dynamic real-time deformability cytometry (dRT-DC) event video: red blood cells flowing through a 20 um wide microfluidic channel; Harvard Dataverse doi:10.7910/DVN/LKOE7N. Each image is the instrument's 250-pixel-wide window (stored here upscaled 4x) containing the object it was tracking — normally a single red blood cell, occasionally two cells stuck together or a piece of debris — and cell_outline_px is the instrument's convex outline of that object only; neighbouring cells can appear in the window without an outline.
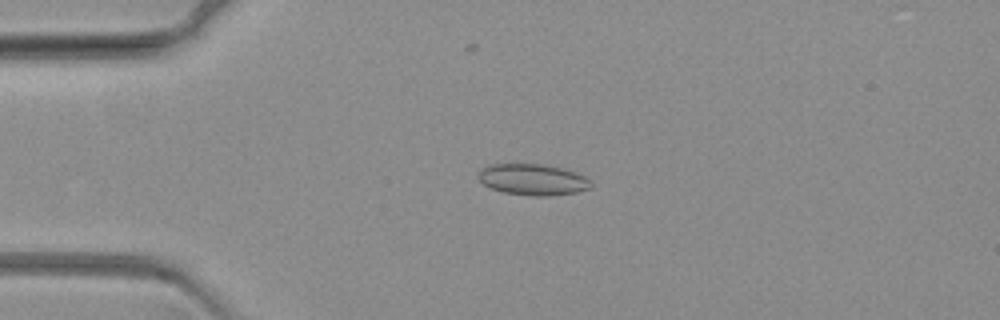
{"species": "common noctule bat (a hibernating species)", "species_latin": "Nyctalus noctula", "temperature_condition": "warm", "stored_images_in_passage": 69, "camera_frame_rate_fps": 3000, "um_per_image_px": 0.085, "animal": {"sex": "female", "body_mass_g": 19.3, "forearm_length_mm": 54.1}, "frame": {"image": 1, "passage_image": 16, "time_ms": 5.0, "image_size_px": [1000, 320], "cell_outline_px": [[592, 188], [576, 192], [548, 196], [532, 196], [504, 192], [492, 188], [484, 184], [480, 180], [480, 168], [488, 164], [516, 160], [548, 164], [564, 168], [576, 172], [584, 176], [592, 184]], "centroid_in_image_um": [45.26, 15.19], "position_along_channel_um": 39.7, "area_um2": 21.39}}
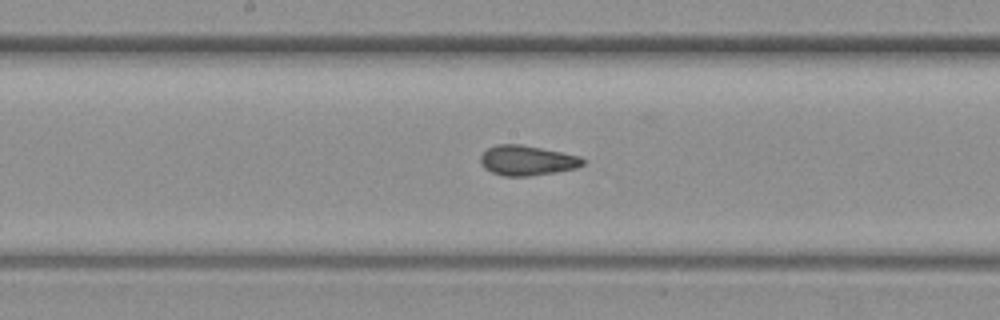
{"frame": {"image": 2, "passage_image": 35, "time_ms": 11.333, "image_size_px": [1000, 320], "cell_outline_px": [[584, 164], [576, 168], [556, 172], [528, 176], [504, 176], [492, 172], [484, 168], [480, 164], [480, 156], [488, 148], [496, 144], [520, 144], [580, 156], [584, 160]], "centroid_in_image_um": [44.77, 13.64], "position_along_channel_um": 203.4, "area_um2": 17.8}}
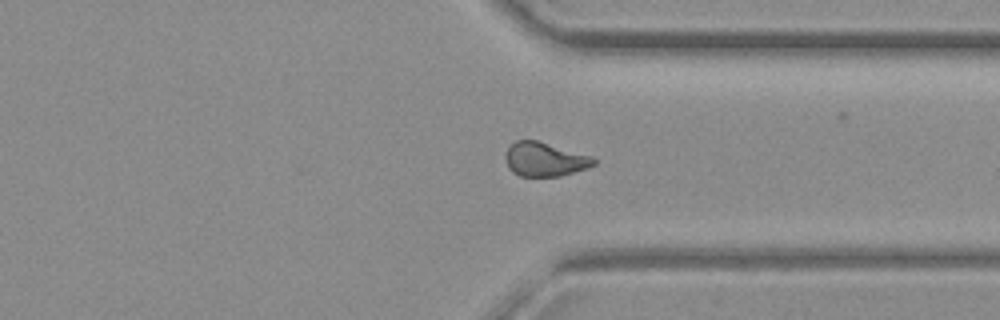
{"frame": {"image": 3, "passage_image": 51, "time_ms": 16.667, "image_size_px": [1000, 320], "cell_outline_px": [[596, 164], [588, 168], [560, 176], [520, 176], [512, 172], [508, 168], [504, 156], [508, 148], [516, 140], [536, 140], [592, 156], [596, 160]], "centroid_in_image_um": [46.3, 13.55], "position_along_channel_um": 365.1, "area_um2": 17.51}}